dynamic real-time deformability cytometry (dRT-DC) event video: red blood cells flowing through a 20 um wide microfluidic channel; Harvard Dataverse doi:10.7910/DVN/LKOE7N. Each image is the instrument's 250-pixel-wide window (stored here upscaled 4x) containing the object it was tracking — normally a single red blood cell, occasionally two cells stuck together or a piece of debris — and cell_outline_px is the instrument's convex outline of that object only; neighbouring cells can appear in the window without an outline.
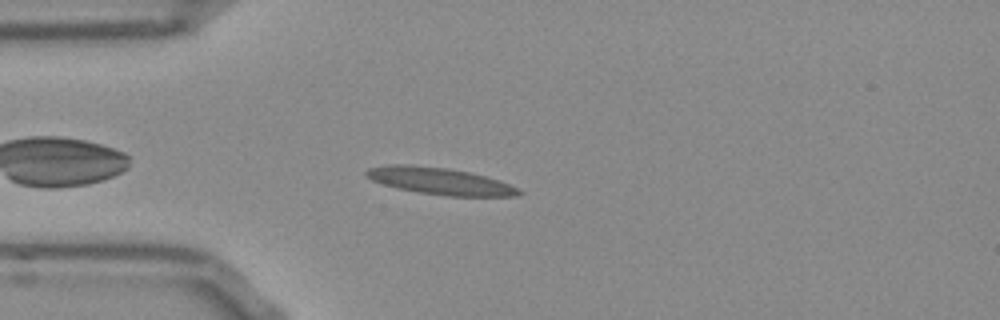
{"species": "Egyptian fruit bat (a non-hibernating species)", "species_latin": "Rousettus aegyptiacus", "temperature_condition": "room temperature", "stored_images_in_passage": 36, "camera_frame_rate_fps": 3000, "um_per_image_px": 0.085, "frame": {"image": 1, "passage_image": 4, "time_ms": 1.0, "image_size_px": [1000, 320], "cell_outline_px": [[524, 192], [516, 196], [448, 196], [420, 192], [400, 188], [384, 184], [372, 180], [364, 176], [364, 172], [368, 168], [388, 164], [404, 164], [448, 168], [468, 172], [484, 176], [508, 184]], "centroid_in_image_um": [37.34, 15.38], "position_along_channel_um": 47.7, "area_um2": 23.52}}
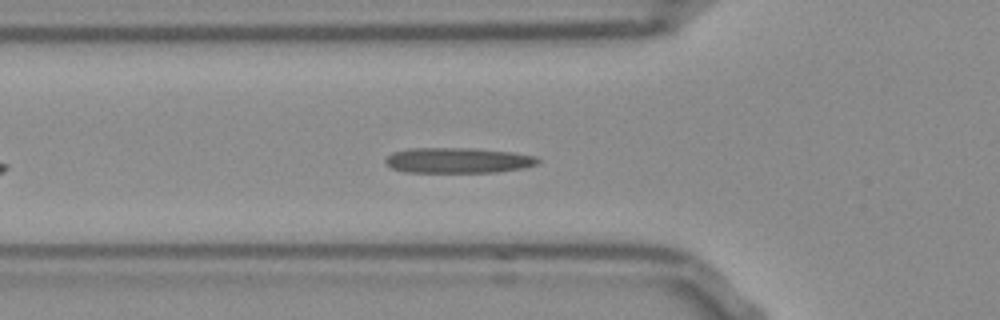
{"frame": {"image": 2, "passage_image": 8, "time_ms": 2.333, "image_size_px": [1000, 320], "cell_outline_px": [[540, 160], [536, 164], [524, 168], [496, 172], [404, 172], [392, 168], [384, 160], [392, 152], [408, 148], [472, 148], [512, 152], [536, 156]], "centroid_in_image_um": [38.92, 13.63], "position_along_channel_um": 86.9, "area_um2": 22.6}}
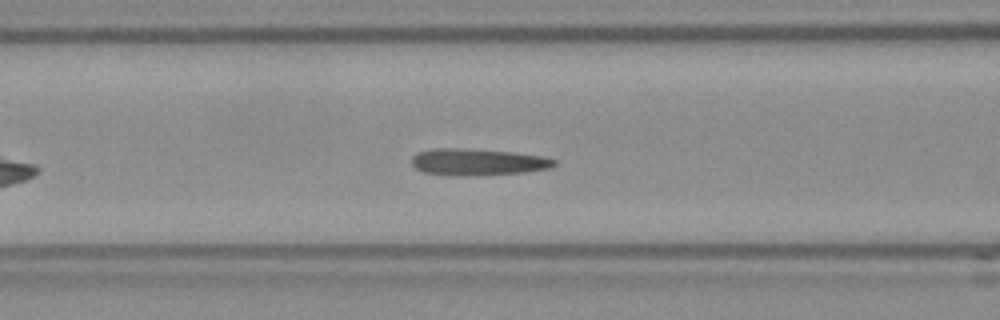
{"frame": {"image": 3, "passage_image": 11, "time_ms": 3.333, "image_size_px": [1000, 320], "cell_outline_px": [[556, 164], [548, 168], [524, 172], [464, 176], [424, 172], [416, 168], [412, 164], [412, 156], [416, 152], [436, 148], [456, 148], [512, 152], [540, 156], [556, 160]], "centroid_in_image_um": [40.56, 13.76], "position_along_channel_um": 126.0, "area_um2": 21.79}, "authors_computed_cell_mechanics": {"area_um2": 21.4727, "velocity_mm_per_s": 3.8373, "shape_relaxation_time_tau1_ms": null, "shape_relaxation_time_tau2_ms": 1.823, "deformation_change_tau1": null, "deformation_change_tau2": 0.1038}}